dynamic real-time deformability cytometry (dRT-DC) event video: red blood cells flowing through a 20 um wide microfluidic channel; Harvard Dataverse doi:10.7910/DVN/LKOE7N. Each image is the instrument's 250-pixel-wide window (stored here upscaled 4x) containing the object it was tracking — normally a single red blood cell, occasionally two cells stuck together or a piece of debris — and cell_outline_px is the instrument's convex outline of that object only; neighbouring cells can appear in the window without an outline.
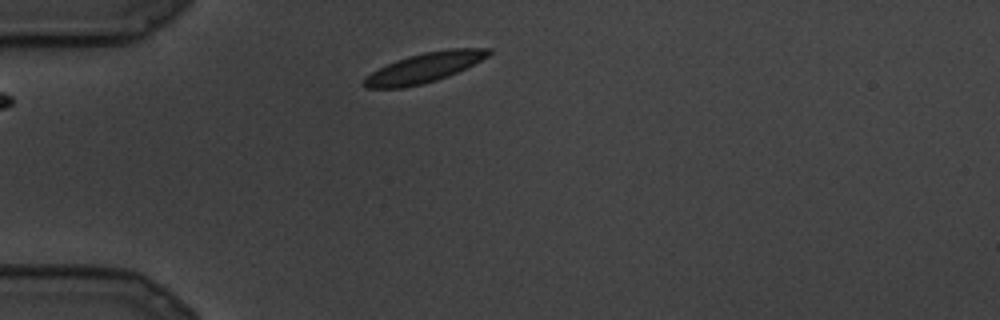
{"species": "common noctule bat (a hibernating species)", "species_latin": "Nyctalus noctula", "temperature_condition": "cold", "stored_images_in_passage": 4, "camera_frame_rate_fps": 3000, "um_per_image_px": 0.085, "animal": {"sex": "male", "body_mass_g": 19.5, "forearm_length_mm": 54.6}, "frame": {"image": 1, "passage_image": 1, "time_ms": 0.0, "image_size_px": [1000, 320], "cell_outline_px": [[492, 52], [488, 56], [448, 76], [436, 80], [404, 88], [364, 88], [360, 84], [364, 76], [396, 60], [408, 56], [424, 52], [448, 48], [492, 48]], "centroid_in_image_um": [36.01, 5.75], "position_along_channel_um": 49.0, "area_um2": 21.5}}